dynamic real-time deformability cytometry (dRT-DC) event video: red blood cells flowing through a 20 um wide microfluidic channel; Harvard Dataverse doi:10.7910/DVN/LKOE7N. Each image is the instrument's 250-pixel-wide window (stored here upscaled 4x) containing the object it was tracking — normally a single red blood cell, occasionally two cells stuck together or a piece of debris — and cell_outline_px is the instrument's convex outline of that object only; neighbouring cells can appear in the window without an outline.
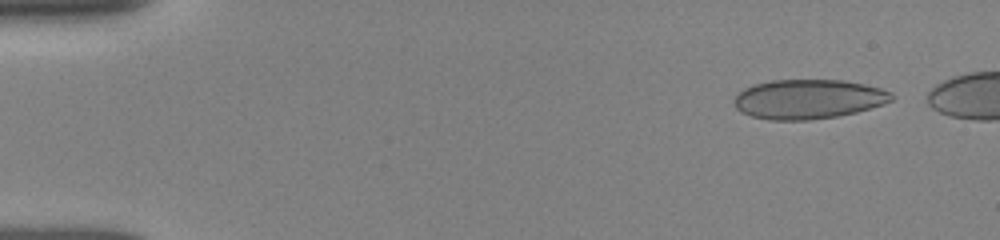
{"species": "human", "species_latin": "Homo sapiens", "temperature_condition": "room temperature", "stored_images_in_passage": 18, "camera_frame_rate_fps": 3000, "um_per_image_px": 0.085, "donor": {"sex": "female"}, "frame": {"image": 1, "passage_image": 2, "time_ms": 0.333, "image_size_px": [1000, 240], "cell_outline_px": [[892, 100], [884, 104], [856, 112], [836, 116], [808, 120], [768, 120], [752, 116], [740, 112], [736, 108], [732, 100], [744, 88], [752, 84], [772, 80], [844, 80], [864, 84], [880, 88], [892, 92]], "centroid_in_image_um": [68.68, 8.42], "position_along_channel_um": 16.3, "area_um2": 36.3}}
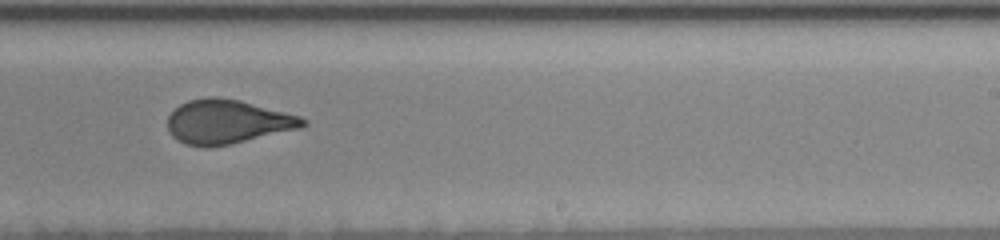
{"frame": {"image": 2, "passage_image": 11, "time_ms": 9.667, "image_size_px": [1000, 240], "cell_outline_px": [[308, 124], [300, 128], [228, 144], [208, 148], [204, 148], [184, 144], [176, 140], [172, 136], [168, 128], [168, 116], [180, 104], [188, 100], [208, 96], [216, 96], [240, 100], [300, 116], [308, 120]], "centroid_in_image_um": [19.3, 10.35], "position_along_channel_um": 269.7, "area_um2": 34.74}}
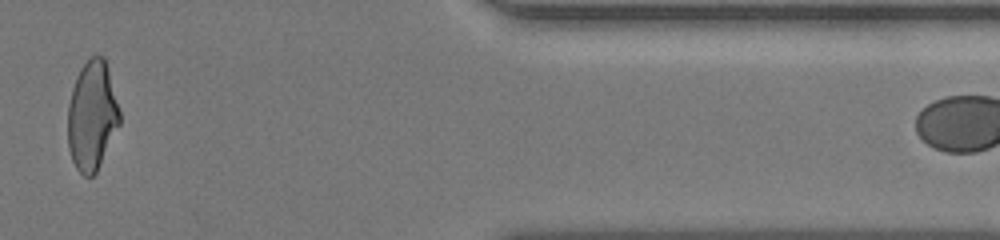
{"frame": {"image": 3, "passage_image": 17, "time_ms": 14.0, "image_size_px": [1000, 240], "cell_outline_px": [[120, 124], [96, 172], [92, 176], [84, 176], [76, 168], [72, 160], [68, 148], [68, 104], [72, 88], [76, 76], [80, 68], [92, 56], [104, 56], [120, 112]], "centroid_in_image_um": [7.81, 9.85], "position_along_channel_um": 403.6, "area_um2": 32.83}}